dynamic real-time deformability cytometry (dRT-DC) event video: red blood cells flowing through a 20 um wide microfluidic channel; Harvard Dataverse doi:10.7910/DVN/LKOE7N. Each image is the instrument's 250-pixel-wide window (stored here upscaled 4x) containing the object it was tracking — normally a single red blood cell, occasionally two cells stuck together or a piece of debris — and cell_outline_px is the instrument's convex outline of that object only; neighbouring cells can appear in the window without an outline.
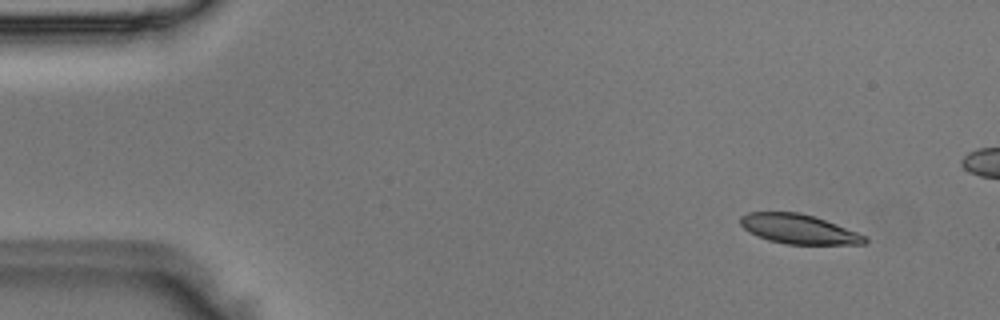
{"species": "Egyptian fruit bat (a non-hibernating species)", "species_latin": "Rousettus aegyptiacus", "temperature_condition": "room temperature", "stored_images_in_passage": 5, "camera_frame_rate_fps": 3000, "um_per_image_px": 0.085, "animal": {"sex": "male"}, "frame": {"image": 1, "passage_image": 2, "time_ms": 0.333, "image_size_px": [1000, 320], "cell_outline_px": [[868, 240], [864, 244], [784, 244], [768, 240], [756, 236], [748, 232], [740, 224], [740, 216], [748, 212], [800, 212], [836, 224], [868, 236]], "centroid_in_image_um": [67.87, 19.47], "position_along_channel_um": 17.1, "area_um2": 21.44}}